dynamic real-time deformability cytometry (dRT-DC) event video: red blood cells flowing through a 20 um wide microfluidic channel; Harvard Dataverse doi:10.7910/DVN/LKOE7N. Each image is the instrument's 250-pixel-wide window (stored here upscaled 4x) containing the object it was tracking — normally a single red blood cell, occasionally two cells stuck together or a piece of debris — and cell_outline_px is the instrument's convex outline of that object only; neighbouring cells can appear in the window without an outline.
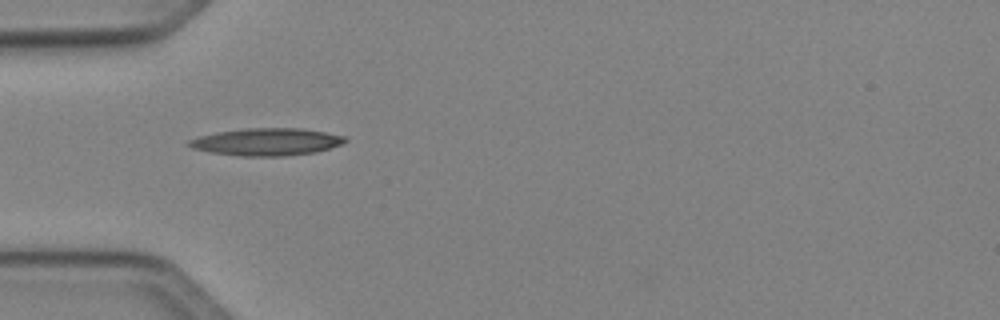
{"species": "Egyptian fruit bat (a non-hibernating species)", "species_latin": "Rousettus aegyptiacus", "temperature_condition": "cold", "stored_images_in_passage": 30, "camera_frame_rate_fps": 3000, "um_per_image_px": 0.085, "animal": {"sex": "female"}, "frame": {"image": 1, "passage_image": 1, "time_ms": 0.0, "image_size_px": [1000, 320], "cell_outline_px": [[348, 140], [344, 144], [316, 152], [284, 156], [240, 156], [212, 152], [192, 148], [184, 144], [188, 140], [200, 136], [216, 132], [244, 128], [300, 128], [324, 132], [344, 136]], "centroid_in_image_um": [22.66, 12.06], "position_along_channel_um": 62.3, "area_um2": 24.97}}
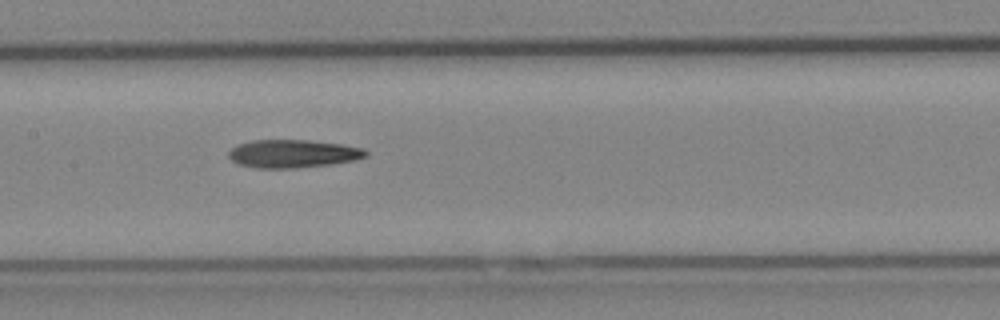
{"frame": {"image": 2, "passage_image": 10, "time_ms": 3.0, "image_size_px": [1000, 320], "cell_outline_px": [[368, 156], [356, 160], [328, 164], [296, 168], [256, 168], [240, 164], [232, 160], [228, 156], [228, 152], [236, 144], [252, 140], [308, 140], [344, 144], [364, 148], [368, 152]], "centroid_in_image_um": [24.92, 13.05], "position_along_channel_um": 182.5, "area_um2": 22.54}}
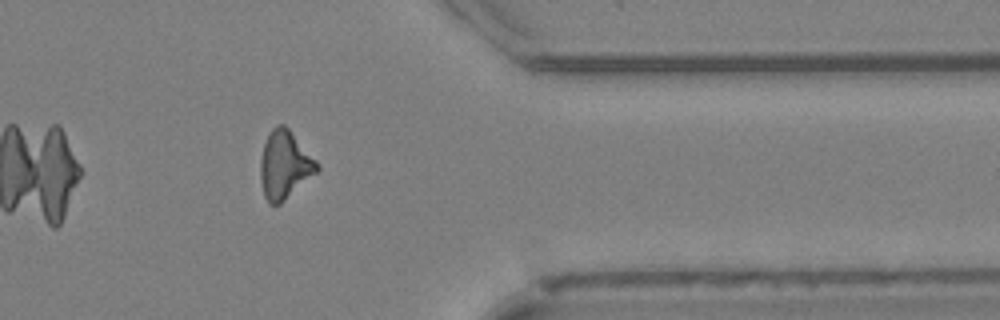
{"frame": {"image": 3, "passage_image": 26, "time_ms": 8.333, "image_size_px": [1000, 320], "cell_outline_px": [[320, 168], [316, 172], [280, 204], [268, 204], [264, 196], [260, 180], [260, 160], [264, 144], [268, 132], [276, 124], [284, 124], [288, 128], [316, 160]], "centroid_in_image_um": [24.16, 14.01], "position_along_channel_um": 387.2, "area_um2": 22.25}, "authors_computed_cell_mechanics": {"area_um2": 22.3108, "velocity_mm_per_s": 4.0862, "shape_relaxation_time_tau1_ms": 8.5516, "shape_relaxation_time_tau2_ms": 8.0908, "deformation_change_tau1": 0.2209, "deformation_change_tau2": 0.2414}}